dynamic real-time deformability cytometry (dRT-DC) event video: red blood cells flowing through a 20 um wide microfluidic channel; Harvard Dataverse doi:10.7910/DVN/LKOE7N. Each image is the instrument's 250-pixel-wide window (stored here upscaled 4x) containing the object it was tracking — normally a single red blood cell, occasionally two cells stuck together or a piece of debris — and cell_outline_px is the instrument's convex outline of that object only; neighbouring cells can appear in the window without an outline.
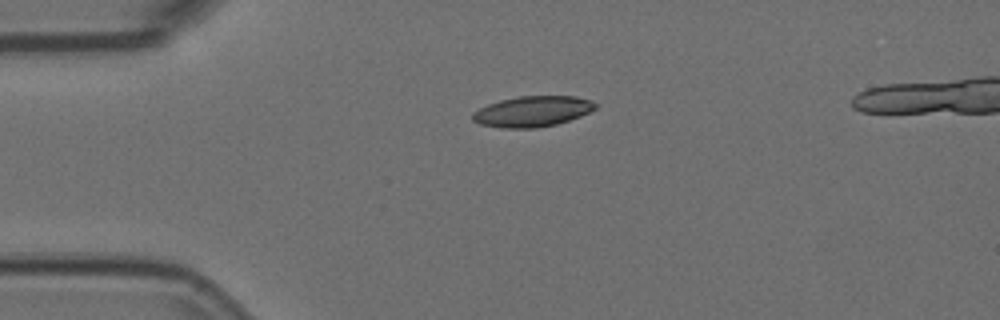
{"species": "Egyptian fruit bat (a non-hibernating species)", "species_latin": "Rousettus aegyptiacus", "temperature_condition": "room temperature", "stored_images_in_passage": 5, "camera_frame_rate_fps": 3000, "um_per_image_px": 0.085, "animal": {"sex": "female"}, "frame": {"image": 1, "passage_image": 5, "time_ms": 1.333, "image_size_px": [1000, 320], "cell_outline_px": [[596, 108], [580, 116], [556, 124], [536, 128], [504, 128], [480, 124], [472, 120], [472, 112], [488, 104], [500, 100], [520, 96], [576, 96], [592, 100], [596, 104]], "centroid_in_image_um": [45.25, 9.46], "position_along_channel_um": 39.8, "area_um2": 21.85}}